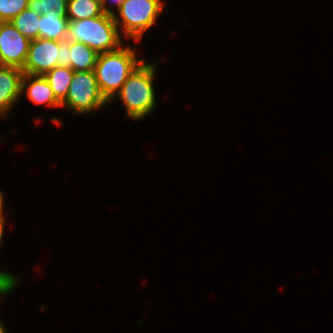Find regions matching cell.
Here are the masks:
<instances>
[{"instance_id": "ffe728a7", "label": "cell", "mask_w": 333, "mask_h": 333, "mask_svg": "<svg viewBox=\"0 0 333 333\" xmlns=\"http://www.w3.org/2000/svg\"><path fill=\"white\" fill-rule=\"evenodd\" d=\"M5 193L0 189V223H3V224H7V220H6V217L8 216V215H6L5 213L6 212H4L5 211ZM6 216V217H5Z\"/></svg>"}, {"instance_id": "8992f818", "label": "cell", "mask_w": 333, "mask_h": 333, "mask_svg": "<svg viewBox=\"0 0 333 333\" xmlns=\"http://www.w3.org/2000/svg\"><path fill=\"white\" fill-rule=\"evenodd\" d=\"M30 40L9 22H0V66L23 69Z\"/></svg>"}, {"instance_id": "ac0fdd59", "label": "cell", "mask_w": 333, "mask_h": 333, "mask_svg": "<svg viewBox=\"0 0 333 333\" xmlns=\"http://www.w3.org/2000/svg\"><path fill=\"white\" fill-rule=\"evenodd\" d=\"M70 40L61 41V55L57 63L58 67L69 68Z\"/></svg>"}, {"instance_id": "52a82bcc", "label": "cell", "mask_w": 333, "mask_h": 333, "mask_svg": "<svg viewBox=\"0 0 333 333\" xmlns=\"http://www.w3.org/2000/svg\"><path fill=\"white\" fill-rule=\"evenodd\" d=\"M61 55V41L37 38L29 45L24 74L44 75L53 70Z\"/></svg>"}, {"instance_id": "603a6c76", "label": "cell", "mask_w": 333, "mask_h": 333, "mask_svg": "<svg viewBox=\"0 0 333 333\" xmlns=\"http://www.w3.org/2000/svg\"><path fill=\"white\" fill-rule=\"evenodd\" d=\"M0 333H9L8 328L6 325L2 322L0 318Z\"/></svg>"}, {"instance_id": "7c38bea8", "label": "cell", "mask_w": 333, "mask_h": 333, "mask_svg": "<svg viewBox=\"0 0 333 333\" xmlns=\"http://www.w3.org/2000/svg\"><path fill=\"white\" fill-rule=\"evenodd\" d=\"M73 75L74 71L71 68L58 66L43 75L61 104L66 99Z\"/></svg>"}, {"instance_id": "30bf717a", "label": "cell", "mask_w": 333, "mask_h": 333, "mask_svg": "<svg viewBox=\"0 0 333 333\" xmlns=\"http://www.w3.org/2000/svg\"><path fill=\"white\" fill-rule=\"evenodd\" d=\"M38 38L64 41L68 37L69 20L55 9L40 15Z\"/></svg>"}, {"instance_id": "277c9868", "label": "cell", "mask_w": 333, "mask_h": 333, "mask_svg": "<svg viewBox=\"0 0 333 333\" xmlns=\"http://www.w3.org/2000/svg\"><path fill=\"white\" fill-rule=\"evenodd\" d=\"M164 6L161 0H124L112 15L124 39L138 43L157 24Z\"/></svg>"}, {"instance_id": "5bb4252c", "label": "cell", "mask_w": 333, "mask_h": 333, "mask_svg": "<svg viewBox=\"0 0 333 333\" xmlns=\"http://www.w3.org/2000/svg\"><path fill=\"white\" fill-rule=\"evenodd\" d=\"M40 14L26 8L15 16L11 22L30 41L38 38Z\"/></svg>"}, {"instance_id": "44dd1931", "label": "cell", "mask_w": 333, "mask_h": 333, "mask_svg": "<svg viewBox=\"0 0 333 333\" xmlns=\"http://www.w3.org/2000/svg\"><path fill=\"white\" fill-rule=\"evenodd\" d=\"M5 229H6V225L3 223H0V247L2 246V243L4 242L3 236H4Z\"/></svg>"}, {"instance_id": "9c48e42d", "label": "cell", "mask_w": 333, "mask_h": 333, "mask_svg": "<svg viewBox=\"0 0 333 333\" xmlns=\"http://www.w3.org/2000/svg\"><path fill=\"white\" fill-rule=\"evenodd\" d=\"M26 97L38 106L48 108H61V103L56 99L48 81L43 75L24 74L21 82L20 98Z\"/></svg>"}, {"instance_id": "3957f363", "label": "cell", "mask_w": 333, "mask_h": 333, "mask_svg": "<svg viewBox=\"0 0 333 333\" xmlns=\"http://www.w3.org/2000/svg\"><path fill=\"white\" fill-rule=\"evenodd\" d=\"M112 14L69 21L67 40L84 43L98 54L118 50L124 43Z\"/></svg>"}, {"instance_id": "e0dca14e", "label": "cell", "mask_w": 333, "mask_h": 333, "mask_svg": "<svg viewBox=\"0 0 333 333\" xmlns=\"http://www.w3.org/2000/svg\"><path fill=\"white\" fill-rule=\"evenodd\" d=\"M20 279L18 275L8 270H0V291H15L18 288Z\"/></svg>"}, {"instance_id": "7a4b0ae2", "label": "cell", "mask_w": 333, "mask_h": 333, "mask_svg": "<svg viewBox=\"0 0 333 333\" xmlns=\"http://www.w3.org/2000/svg\"><path fill=\"white\" fill-rule=\"evenodd\" d=\"M125 44L116 51L100 53L95 75L102 96L109 103L119 92L129 75L145 60L132 45ZM139 56V57H138Z\"/></svg>"}, {"instance_id": "d6986e66", "label": "cell", "mask_w": 333, "mask_h": 333, "mask_svg": "<svg viewBox=\"0 0 333 333\" xmlns=\"http://www.w3.org/2000/svg\"><path fill=\"white\" fill-rule=\"evenodd\" d=\"M105 13L113 14L124 0H100Z\"/></svg>"}, {"instance_id": "7402d4cb", "label": "cell", "mask_w": 333, "mask_h": 333, "mask_svg": "<svg viewBox=\"0 0 333 333\" xmlns=\"http://www.w3.org/2000/svg\"><path fill=\"white\" fill-rule=\"evenodd\" d=\"M13 292L14 291H0V300L2 301V299H3V301H4V299H6L7 296L11 295V293H13Z\"/></svg>"}, {"instance_id": "8fae6325", "label": "cell", "mask_w": 333, "mask_h": 333, "mask_svg": "<svg viewBox=\"0 0 333 333\" xmlns=\"http://www.w3.org/2000/svg\"><path fill=\"white\" fill-rule=\"evenodd\" d=\"M98 53L84 43L70 40L69 68L77 71H94Z\"/></svg>"}, {"instance_id": "2e32d148", "label": "cell", "mask_w": 333, "mask_h": 333, "mask_svg": "<svg viewBox=\"0 0 333 333\" xmlns=\"http://www.w3.org/2000/svg\"><path fill=\"white\" fill-rule=\"evenodd\" d=\"M28 8V0H0V22H9Z\"/></svg>"}, {"instance_id": "6da1fadb", "label": "cell", "mask_w": 333, "mask_h": 333, "mask_svg": "<svg viewBox=\"0 0 333 333\" xmlns=\"http://www.w3.org/2000/svg\"><path fill=\"white\" fill-rule=\"evenodd\" d=\"M160 57L157 61L144 60L127 78L119 92L109 102L120 101L125 108L127 118L133 122L145 119L158 107L155 90V78L158 66L163 64ZM160 62V63H159ZM160 64V65H159Z\"/></svg>"}, {"instance_id": "4fadbf2b", "label": "cell", "mask_w": 333, "mask_h": 333, "mask_svg": "<svg viewBox=\"0 0 333 333\" xmlns=\"http://www.w3.org/2000/svg\"><path fill=\"white\" fill-rule=\"evenodd\" d=\"M100 0H68L66 17L69 21L83 20L104 15Z\"/></svg>"}, {"instance_id": "9a60e30c", "label": "cell", "mask_w": 333, "mask_h": 333, "mask_svg": "<svg viewBox=\"0 0 333 333\" xmlns=\"http://www.w3.org/2000/svg\"><path fill=\"white\" fill-rule=\"evenodd\" d=\"M67 1L68 0H28V8L40 15L55 9L58 14L66 16Z\"/></svg>"}, {"instance_id": "5b68a950", "label": "cell", "mask_w": 333, "mask_h": 333, "mask_svg": "<svg viewBox=\"0 0 333 333\" xmlns=\"http://www.w3.org/2000/svg\"><path fill=\"white\" fill-rule=\"evenodd\" d=\"M109 103L102 96L94 71L74 72L68 94L61 104V109L69 111L74 115H92L104 108Z\"/></svg>"}, {"instance_id": "ba28073f", "label": "cell", "mask_w": 333, "mask_h": 333, "mask_svg": "<svg viewBox=\"0 0 333 333\" xmlns=\"http://www.w3.org/2000/svg\"><path fill=\"white\" fill-rule=\"evenodd\" d=\"M23 75L22 69L0 66V120H6L19 104Z\"/></svg>"}]
</instances>
